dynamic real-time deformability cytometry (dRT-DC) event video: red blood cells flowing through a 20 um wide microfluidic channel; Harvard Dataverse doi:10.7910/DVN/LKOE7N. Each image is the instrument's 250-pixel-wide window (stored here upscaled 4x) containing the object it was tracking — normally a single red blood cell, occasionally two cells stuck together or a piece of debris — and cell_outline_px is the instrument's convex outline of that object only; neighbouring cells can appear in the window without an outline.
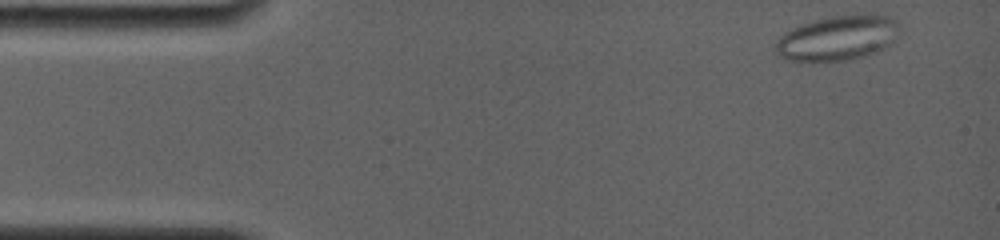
{"species": "common noctule bat (a hibernating species)", "species_latin": "Nyctalus noctula", "temperature_condition": "room temperature", "stored_images_in_passage": 27, "camera_frame_rate_fps": 4000, "um_per_image_px": 0.085, "animal": {"sex": "female", "body_mass_g": 19.0, "forearm_length_mm": 56.7}, "frame": {"image": 1, "passage_image": 1, "time_ms": 0.0, "image_size_px": [1000, 240], "cell_outline_px": [[900, 28], [892, 40], [888, 44], [876, 52], [848, 60], [792, 60], [780, 56], [772, 48], [772, 44], [784, 32], [800, 24], [832, 16], [892, 16], [900, 24]], "centroid_in_image_um": [71.14, 3.23], "position_along_channel_um": 13.9, "area_um2": 31.73}}
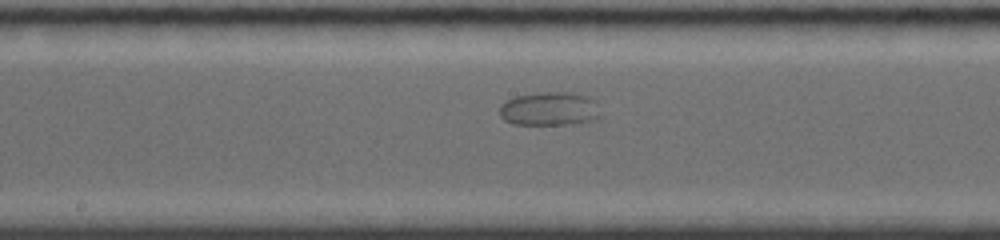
{"frame": {"image": 2, "passage_image": 14, "time_ms": 8.0, "image_size_px": [1000, 240], "cell_outline_px": [[604, 116], [588, 120], [564, 124], [512, 124], [504, 120], [500, 116], [500, 104], [516, 96], [544, 92], [572, 92], [588, 96], [596, 100]], "centroid_in_image_um": [46.75, 9.24], "position_along_channel_um": 201.5, "area_um2": 19.88}}
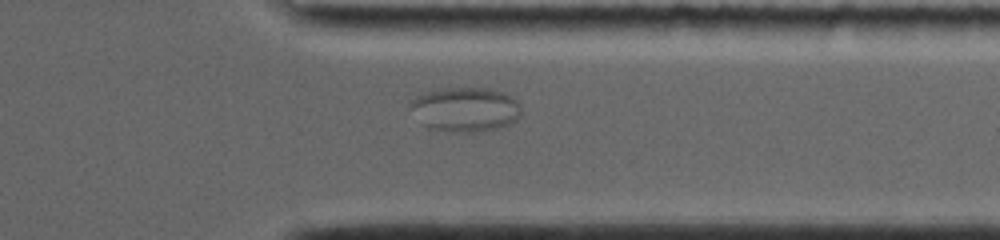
{"frame": {"image": 3, "passage_image": 22, "time_ms": 12.75, "image_size_px": [1000, 240], "cell_outline_px": [[520, 116], [516, 120], [508, 124], [496, 128], [476, 132], [448, 132], [428, 128], [424, 124], [412, 108], [412, 100], [416, 96], [428, 92], [444, 88], [488, 88], [504, 92], [516, 100], [520, 104]], "centroid_in_image_um": [39.6, 9.3], "position_along_channel_um": 371.8, "area_um2": 28.32}}